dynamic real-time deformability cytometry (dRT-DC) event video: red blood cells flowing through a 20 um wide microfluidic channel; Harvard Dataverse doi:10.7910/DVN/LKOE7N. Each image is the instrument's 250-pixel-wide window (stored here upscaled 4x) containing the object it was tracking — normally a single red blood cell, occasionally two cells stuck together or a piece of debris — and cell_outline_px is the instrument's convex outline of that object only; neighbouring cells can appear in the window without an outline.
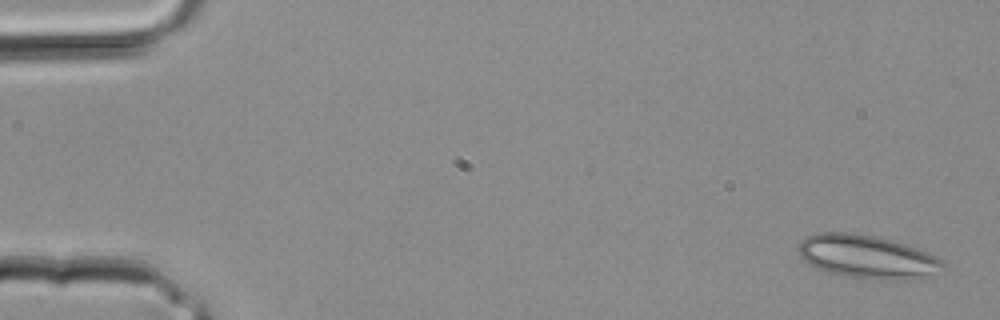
{"species": "common noctule bat (a hibernating species)", "species_latin": "Nyctalus noctula", "temperature_condition": "room temperature", "stored_images_in_passage": 4, "camera_frame_rate_fps": 3000, "um_per_image_px": 0.085, "animal": {"sex": "male", "body_mass_g": 20.4}, "frame": {"image": 1, "passage_image": 1, "time_ms": 0.0, "image_size_px": [1000, 320], "cell_outline_px": [[944, 264], [920, 280], [884, 280], [844, 276], [816, 268], [804, 260], [800, 256], [796, 248], [800, 240], [816, 232], [848, 232], [876, 236], [892, 240], [928, 252], [944, 260]], "centroid_in_image_um": [73.66, 21.82], "position_along_channel_um": 11.3, "area_um2": 36.59}}